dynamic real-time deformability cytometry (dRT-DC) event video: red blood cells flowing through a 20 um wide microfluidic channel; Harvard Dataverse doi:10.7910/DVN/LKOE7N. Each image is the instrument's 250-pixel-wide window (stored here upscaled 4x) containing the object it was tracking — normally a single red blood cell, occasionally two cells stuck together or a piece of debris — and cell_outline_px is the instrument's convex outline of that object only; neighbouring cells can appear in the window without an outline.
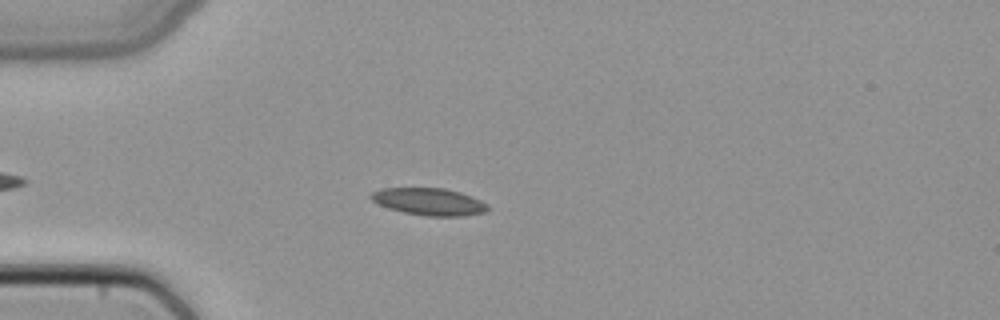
{"species": "common noctule bat (a hibernating species)", "species_latin": "Nyctalus noctula", "temperature_condition": "cold", "stored_images_in_passage": 5, "camera_frame_rate_fps": 3000, "um_per_image_px": 0.085, "animal": {"sex": "female", "body_mass_g": 22.7, "forearm_length_mm": 54.2}, "frame": {"image": 1, "passage_image": 4, "time_ms": 1.0, "image_size_px": [1000, 320], "cell_outline_px": [[488, 208], [484, 212], [464, 216], [428, 216], [404, 212], [388, 208], [372, 200], [368, 196], [372, 192], [380, 188], [444, 188], [460, 192], [480, 200], [488, 204]], "centroid_in_image_um": [36.45, 17.13], "position_along_channel_um": 48.5, "area_um2": 18.38}}